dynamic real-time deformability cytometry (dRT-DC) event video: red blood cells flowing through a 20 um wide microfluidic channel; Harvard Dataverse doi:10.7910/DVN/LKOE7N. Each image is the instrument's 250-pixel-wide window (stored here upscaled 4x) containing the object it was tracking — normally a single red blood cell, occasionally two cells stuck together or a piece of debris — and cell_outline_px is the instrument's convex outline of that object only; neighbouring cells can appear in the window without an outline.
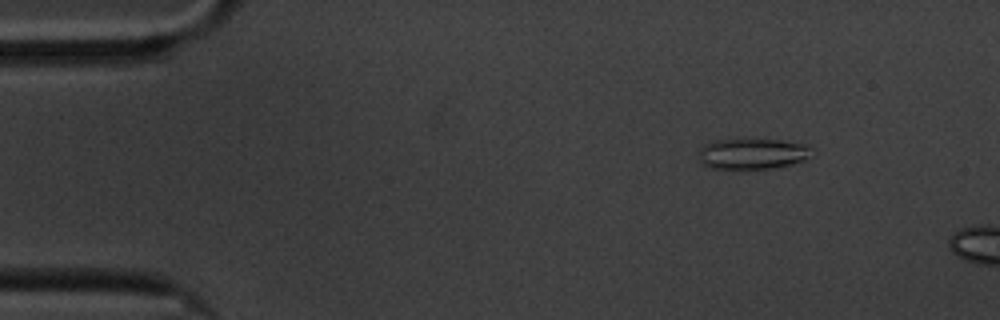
{"species": "common noctule bat (a hibernating species)", "species_latin": "Nyctalus noctula", "temperature_condition": "cold", "stored_images_in_passage": 13, "camera_frame_rate_fps": 3000, "um_per_image_px": 0.085, "animal": {"sex": "male", "body_mass_g": 20.1, "forearm_length_mm": 53.5}, "frame": {"image": 1, "passage_image": 8, "time_ms": 2.333, "image_size_px": [1000, 320], "cell_outline_px": [[816, 156], [808, 160], [792, 164], [772, 168], [740, 172], [708, 168], [700, 164], [700, 148], [704, 144], [712, 140], [780, 140], [808, 144], [816, 148]], "centroid_in_image_um": [64.04, 13.12], "position_along_channel_um": 21.0, "area_um2": 21.68}}